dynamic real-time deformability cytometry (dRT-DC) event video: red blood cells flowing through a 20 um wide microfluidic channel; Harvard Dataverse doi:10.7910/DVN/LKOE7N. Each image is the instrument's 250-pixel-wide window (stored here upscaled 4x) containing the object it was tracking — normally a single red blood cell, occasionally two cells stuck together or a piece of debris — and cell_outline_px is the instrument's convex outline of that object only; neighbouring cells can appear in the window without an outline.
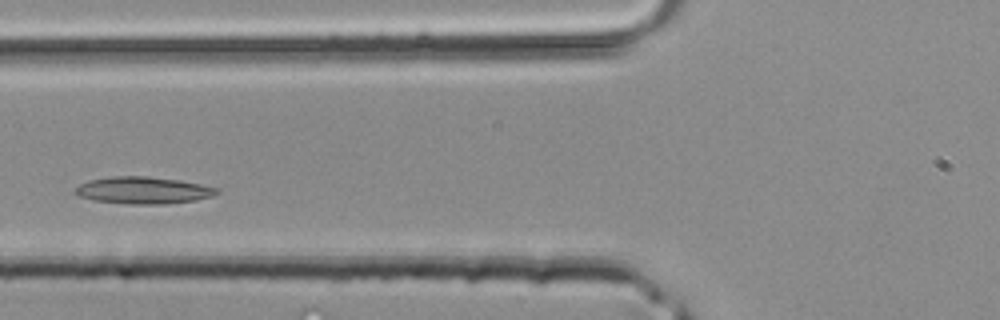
{"species": "common noctule bat (a hibernating species)", "species_latin": "Nyctalus noctula", "temperature_condition": "room temperature", "stored_images_in_passage": 27, "camera_frame_rate_fps": 3000, "um_per_image_px": 0.085, "animal": {"sex": "male", "body_mass_g": 20.4}, "frame": {"image": 1, "passage_image": 8, "time_ms": 2.333, "image_size_px": [1000, 320], "cell_outline_px": [[220, 192], [212, 196], [196, 200], [160, 204], [132, 204], [96, 200], [80, 196], [72, 192], [80, 184], [88, 180], [108, 176], [148, 176], [176, 180], [200, 184], [220, 188]], "centroid_in_image_um": [12.17, 16.16], "position_along_channel_um": 113.6, "area_um2": 22.14}}
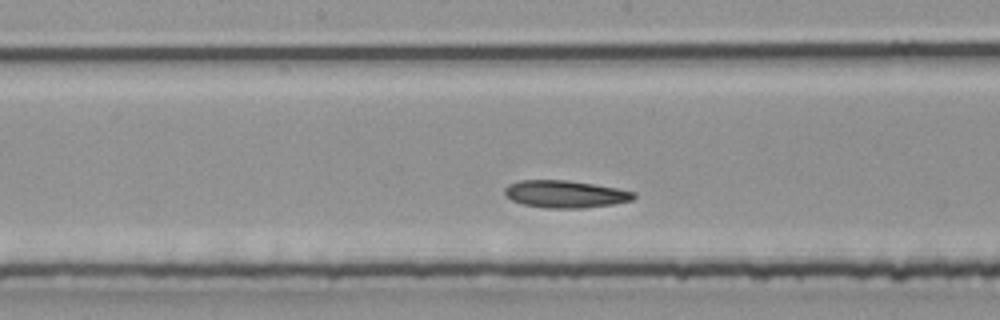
{"frame": {"image": 2, "passage_image": 13, "time_ms": 4.0, "image_size_px": [1000, 320], "cell_outline_px": [[636, 196], [632, 200], [612, 204], [584, 208], [544, 208], [524, 204], [512, 200], [504, 192], [504, 188], [508, 184], [520, 180], [568, 180], [616, 188], [636, 192]], "centroid_in_image_um": [48.04, 16.49], "position_along_channel_um": 200.2, "area_um2": 20.46}}
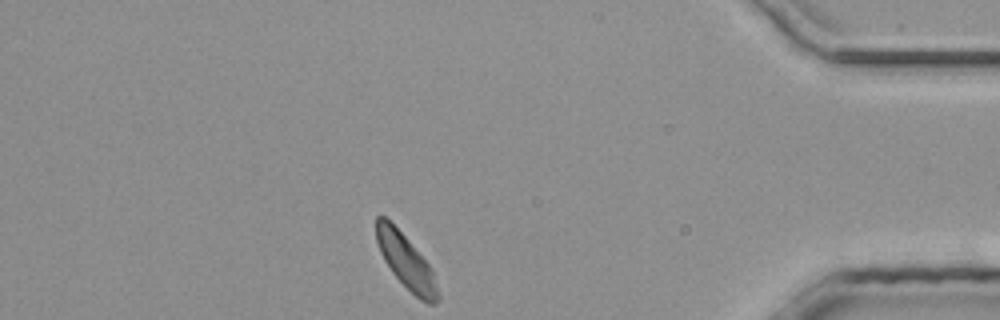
{"frame": {"image": 3, "passage_image": 27, "time_ms": 8.667, "image_size_px": [1000, 320], "cell_outline_px": [[440, 300], [432, 304], [428, 304], [420, 300], [392, 272], [384, 260], [380, 252], [376, 240], [376, 216], [384, 216], [404, 236], [428, 264], [432, 272], [440, 292]], "centroid_in_image_um": [34.52, 22.27], "position_along_channel_um": 400.7, "area_um2": 18.9}}